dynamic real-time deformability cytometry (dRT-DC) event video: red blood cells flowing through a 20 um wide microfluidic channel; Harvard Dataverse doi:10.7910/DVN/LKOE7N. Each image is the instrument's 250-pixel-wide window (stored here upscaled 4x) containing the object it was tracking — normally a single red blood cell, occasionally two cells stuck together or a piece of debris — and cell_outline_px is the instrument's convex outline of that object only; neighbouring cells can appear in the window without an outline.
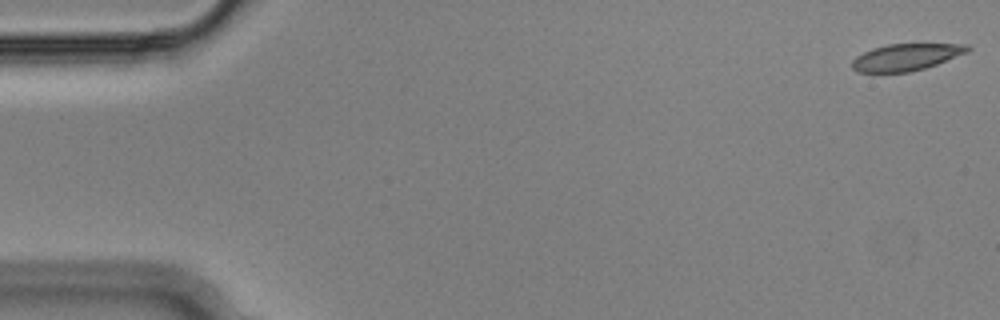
{"species": "Egyptian fruit bat (a non-hibernating species)", "species_latin": "Rousettus aegyptiacus", "temperature_condition": "cold", "stored_images_in_passage": 55, "camera_frame_rate_fps": 3000, "um_per_image_px": 0.085, "animal": {"sex": "male"}, "frame": {"image": 1, "passage_image": 1, "time_ms": 0.0, "image_size_px": [1000, 320], "cell_outline_px": [[972, 48], [968, 52], [936, 64], [924, 68], [908, 72], [856, 72], [852, 68], [852, 60], [856, 56], [872, 48], [888, 44], [968, 44]], "centroid_in_image_um": [77.01, 4.85], "position_along_channel_um": 8.0, "area_um2": 17.98}}
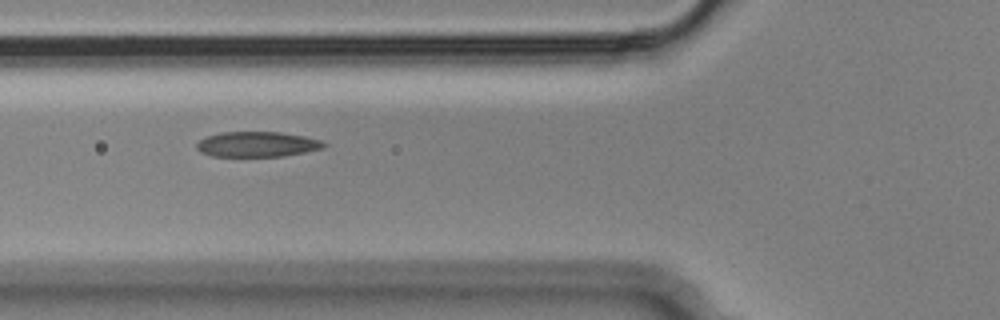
{"frame": {"image": 2, "passage_image": 20, "time_ms": 6.333, "image_size_px": [1000, 320], "cell_outline_px": [[328, 144], [324, 148], [284, 156], [212, 156], [200, 152], [196, 148], [196, 144], [200, 140], [208, 136], [220, 132], [280, 132], [304, 136], [320, 140]], "centroid_in_image_um": [21.86, 12.26], "position_along_channel_um": 103.9, "area_um2": 18.67}}
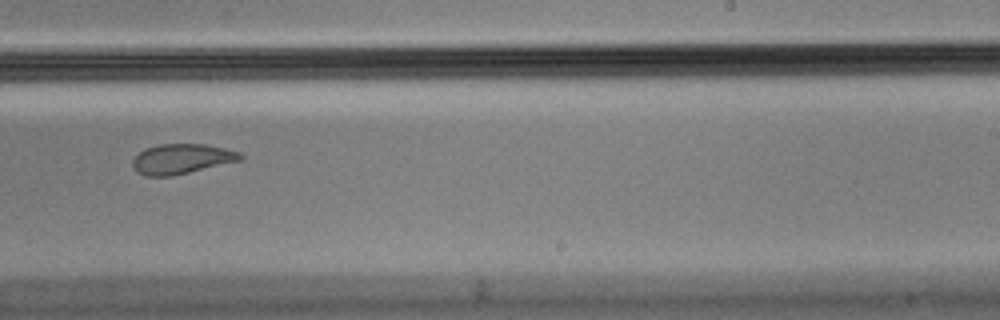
{"frame": {"image": 3, "passage_image": 34, "time_ms": 11.0, "image_size_px": [1000, 320], "cell_outline_px": [[244, 156], [240, 160], [172, 176], [144, 176], [136, 172], [132, 168], [132, 160], [144, 148], [160, 144], [208, 144], [240, 152]], "centroid_in_image_um": [15.4, 13.5], "position_along_channel_um": 273.6, "area_um2": 18.84}, "authors_computed_cell_mechanics": {"area_um2": 19.652, "velocity_mm_per_s": 3.6322, "shape_relaxation_time_tau1_ms": null, "shape_relaxation_time_tau2_ms": 1.3678, "deformation_change_tau1": null, "deformation_change_tau2": 0.0602}}